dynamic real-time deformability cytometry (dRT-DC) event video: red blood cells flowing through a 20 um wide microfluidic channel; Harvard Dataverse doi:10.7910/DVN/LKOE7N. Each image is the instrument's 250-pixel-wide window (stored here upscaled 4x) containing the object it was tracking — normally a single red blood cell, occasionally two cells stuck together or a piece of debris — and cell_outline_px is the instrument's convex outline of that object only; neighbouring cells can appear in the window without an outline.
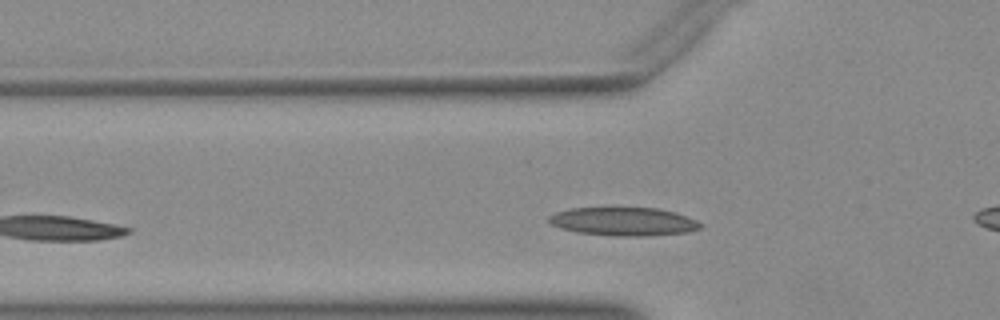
{"species": "Egyptian fruit bat (a non-hibernating species)", "species_latin": "Rousettus aegyptiacus", "temperature_condition": "warm", "stored_images_in_passage": 22, "camera_frame_rate_fps": 3000, "um_per_image_px": 0.085, "animal": {"sex": "female"}, "frame": {"image": 1, "passage_image": 3, "time_ms": 0.667, "image_size_px": [1000, 320], "cell_outline_px": [[704, 228], [688, 232], [648, 236], [616, 236], [576, 232], [560, 228], [552, 224], [548, 220], [548, 216], [556, 212], [572, 208], [656, 208], [676, 212], [688, 216], [696, 220]], "centroid_in_image_um": [53.03, 18.83], "position_along_channel_um": 72.8, "area_um2": 25.14}}
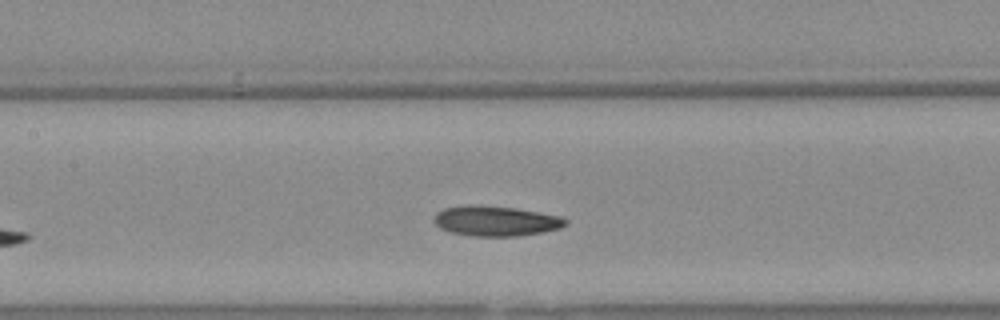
{"frame": {"image": 2, "passage_image": 10, "time_ms": 3.0, "image_size_px": [1000, 320], "cell_outline_px": [[568, 224], [560, 228], [540, 232], [516, 236], [468, 236], [448, 232], [440, 228], [432, 220], [436, 212], [444, 208], [472, 204], [512, 208], [560, 216], [568, 220]], "centroid_in_image_um": [42.08, 18.79], "position_along_channel_um": 165.3, "area_um2": 23.06}}
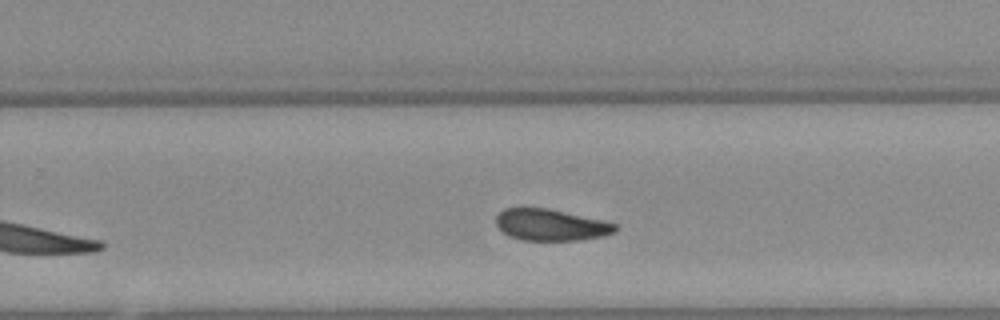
{"frame": {"image": 3, "passage_image": 19, "time_ms": 6.0, "image_size_px": [1000, 320], "cell_outline_px": [[620, 228], [616, 232], [604, 236], [580, 240], [520, 240], [508, 236], [496, 224], [496, 216], [504, 208], [548, 208], [604, 220], [616, 224]], "centroid_in_image_um": [46.86, 19.12], "position_along_channel_um": 282.9, "area_um2": 22.08}}